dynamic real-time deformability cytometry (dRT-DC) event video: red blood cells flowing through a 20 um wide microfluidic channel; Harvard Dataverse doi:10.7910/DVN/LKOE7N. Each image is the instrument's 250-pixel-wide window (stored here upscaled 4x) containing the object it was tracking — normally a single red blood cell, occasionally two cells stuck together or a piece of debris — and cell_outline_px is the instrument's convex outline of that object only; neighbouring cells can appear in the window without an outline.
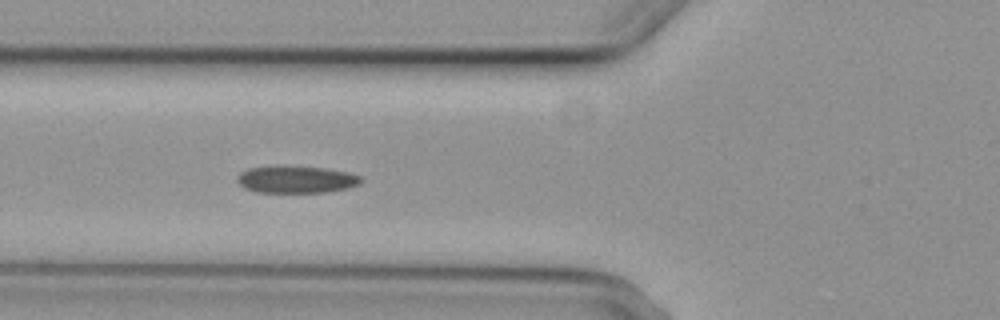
{"species": "common noctule bat (a hibernating species)", "species_latin": "Nyctalus noctula", "temperature_condition": "cold", "stored_images_in_passage": 9, "camera_frame_rate_fps": 3000, "um_per_image_px": 0.085, "animal": {"sex": "female", "body_mass_g": 29.2, "forearm_length_mm": 56.3}, "frame": {"image": 1, "passage_image": 6, "time_ms": 6.667, "image_size_px": [1000, 320], "cell_outline_px": [[364, 180], [360, 184], [348, 188], [328, 192], [256, 192], [244, 188], [236, 180], [236, 176], [240, 172], [248, 168], [280, 164], [324, 168], [348, 172], [360, 176]], "centroid_in_image_um": [25.15, 15.23], "position_along_channel_um": 100.6, "area_um2": 20.11}}
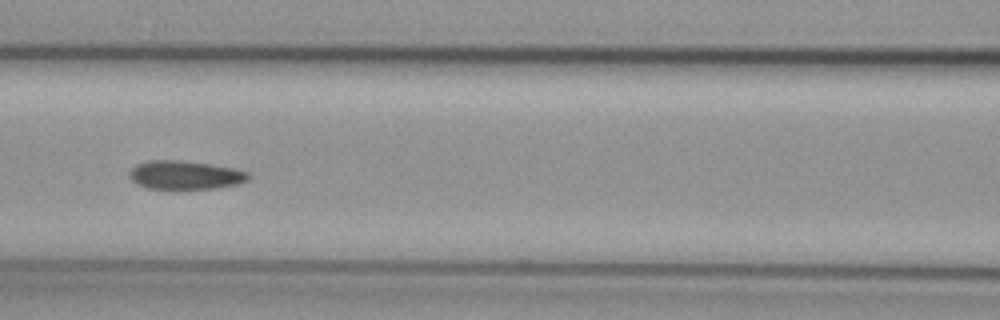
{"frame": {"image": 2, "passage_image": 7, "time_ms": 8.0, "image_size_px": [1000, 320], "cell_outline_px": [[248, 180], [240, 184], [216, 188], [176, 192], [168, 192], [144, 188], [136, 184], [128, 176], [132, 168], [136, 164], [148, 160], [176, 160], [208, 164], [232, 168], [248, 172]], "centroid_in_image_um": [15.66, 14.95], "position_along_channel_um": 150.9, "area_um2": 20.81}}
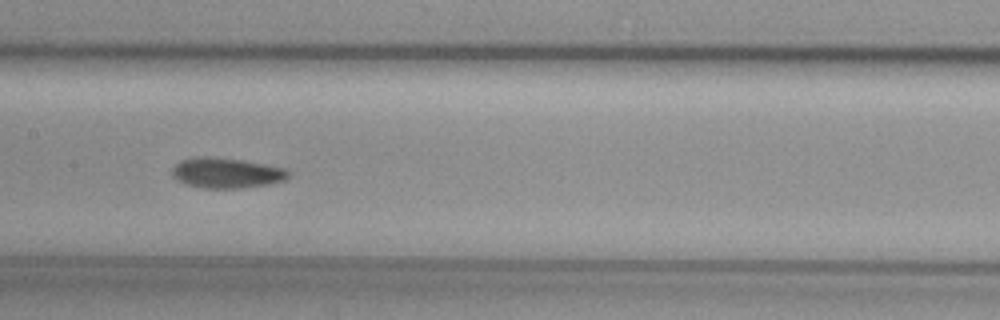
{"frame": {"image": 3, "passage_image": 8, "time_ms": 9.0, "image_size_px": [1000, 320], "cell_outline_px": [[288, 176], [284, 180], [268, 184], [240, 188], [204, 188], [184, 184], [176, 180], [172, 176], [172, 168], [180, 160], [196, 156], [212, 156], [240, 160], [264, 164], [284, 168], [288, 172]], "centroid_in_image_um": [19.17, 14.69], "position_along_channel_um": 188.2, "area_um2": 20.52}}